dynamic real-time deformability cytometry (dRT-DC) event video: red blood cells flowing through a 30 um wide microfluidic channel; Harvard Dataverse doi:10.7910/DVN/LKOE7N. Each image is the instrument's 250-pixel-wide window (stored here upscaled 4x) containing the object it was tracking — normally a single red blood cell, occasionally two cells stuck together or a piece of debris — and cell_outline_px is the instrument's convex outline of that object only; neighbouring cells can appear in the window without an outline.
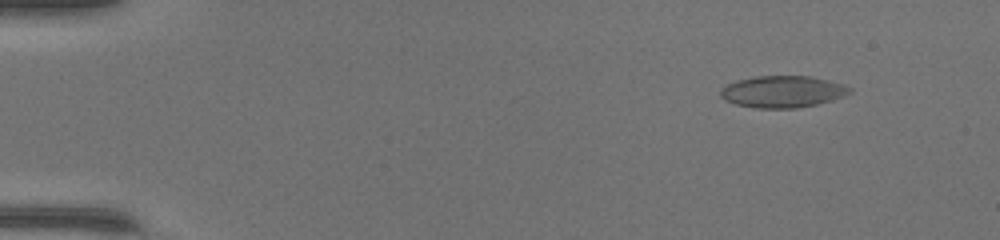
{"species": "common noctule bat (a hibernating species)", "species_latin": "Nyctalus noctula", "temperature_condition": "warm", "stored_images_in_passage": 49, "camera_frame_rate_fps": 3000, "um_per_image_px": 0.085, "animal": {"sex": "female", "body_mass_g": 17.0, "forearm_length_mm": 48.0}, "frame": {"image": 1, "passage_image": 6, "time_ms": 1.667, "image_size_px": [1000, 240], "cell_outline_px": [[852, 92], [844, 96], [832, 100], [816, 104], [796, 108], [760, 108], [736, 104], [724, 100], [720, 96], [720, 92], [728, 84], [736, 80], [756, 76], [812, 76], [844, 84], [852, 88]], "centroid_in_image_um": [66.55, 7.78], "position_along_channel_um": 18.4, "area_um2": 23.87}}
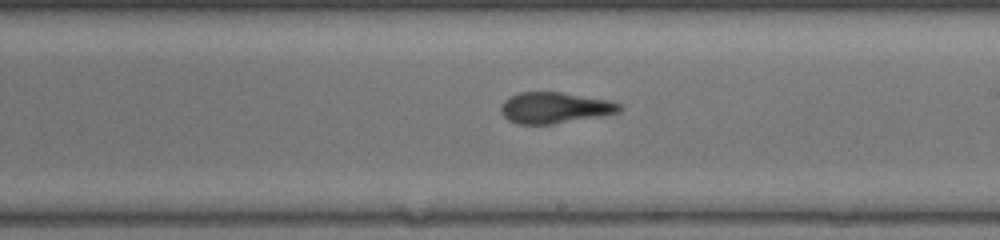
{"frame": {"image": 2, "passage_image": 30, "time_ms": 9.667, "image_size_px": [1000, 240], "cell_outline_px": [[624, 108], [620, 112], [552, 124], [516, 124], [508, 120], [500, 112], [500, 108], [504, 100], [508, 96], [520, 92], [560, 92], [608, 100], [620, 104]], "centroid_in_image_um": [47.1, 9.15], "position_along_channel_um": 241.9, "area_um2": 21.39}}
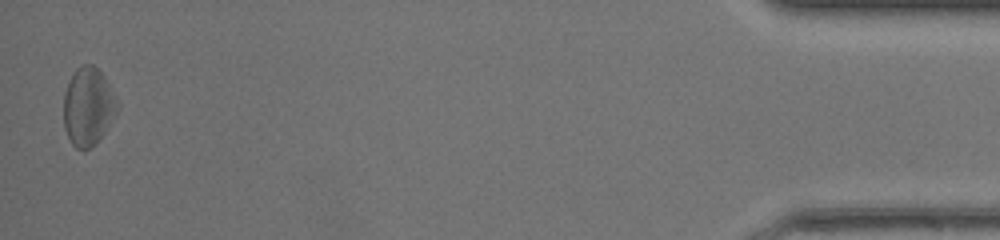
{"frame": {"image": 3, "passage_image": 49, "time_ms": 16.0, "image_size_px": [1000, 240], "cell_outline_px": [[120, 104], [116, 112], [104, 132], [84, 152], [76, 148], [72, 144], [64, 128], [64, 92], [76, 68], [80, 64], [92, 64], [104, 76]], "centroid_in_image_um": [7.48, 9.04], "position_along_channel_um": 427.7, "area_um2": 24.1}, "authors_computed_cell_mechanics": {"area_um2": 22.3686, "velocity_mm_per_s": 4.318, "shape_relaxation_time_tau1_ms": 4.0053, "shape_relaxation_time_tau2_ms": 2.0481, "deformation_change_tau1": 0.1331, "deformation_change_tau2": 0.1208}}